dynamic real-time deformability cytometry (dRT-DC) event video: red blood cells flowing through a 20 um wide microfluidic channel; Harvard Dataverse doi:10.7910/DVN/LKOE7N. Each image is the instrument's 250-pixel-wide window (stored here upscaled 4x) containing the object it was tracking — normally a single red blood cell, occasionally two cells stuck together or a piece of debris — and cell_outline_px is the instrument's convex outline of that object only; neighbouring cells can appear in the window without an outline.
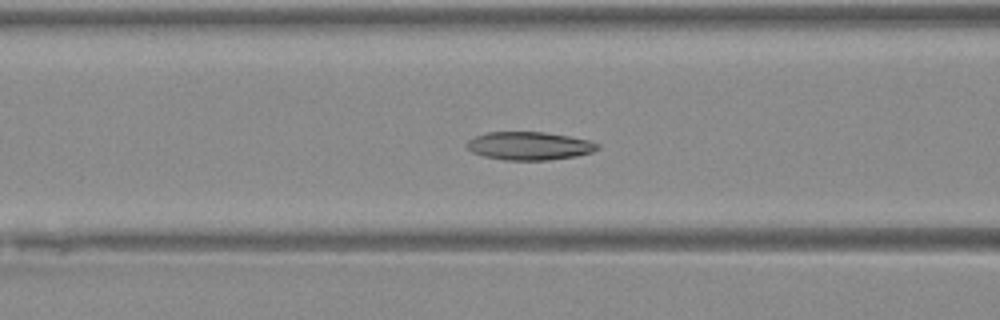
{"species": "Egyptian fruit bat (a non-hibernating species)", "species_latin": "Rousettus aegyptiacus", "temperature_condition": "warm", "stored_images_in_passage": 51, "segment_of_instrument_passage": [1, 2], "camera_frame_rate_fps": 3000, "um_per_image_px": 0.085, "animal": {"sex": "female"}, "frame": {"image": 1, "passage_image": 21, "time_ms": 6.667, "image_size_px": [1000, 320], "cell_outline_px": [[600, 148], [592, 152], [576, 156], [548, 160], [504, 160], [484, 156], [472, 152], [464, 144], [468, 140], [476, 136], [488, 132], [544, 132], [592, 140], [600, 144]], "centroid_in_image_um": [45.02, 12.4], "position_along_channel_um": 121.6, "area_um2": 21.56}}
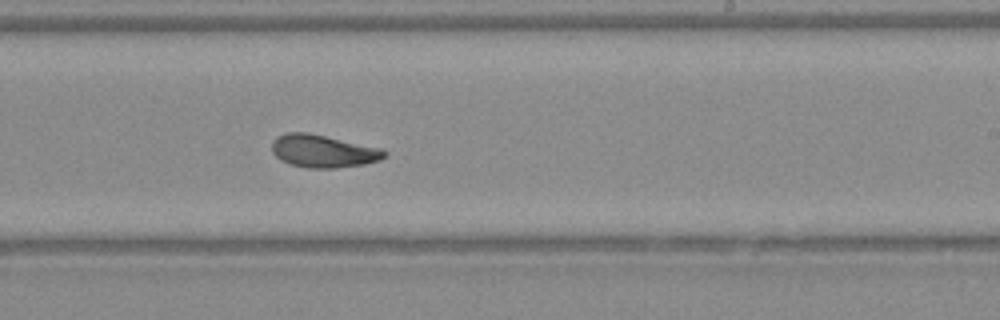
{"frame": {"image": 2, "passage_image": 31, "time_ms": 10.0, "image_size_px": [1000, 320], "cell_outline_px": [[388, 156], [380, 160], [364, 164], [336, 168], [308, 168], [292, 164], [280, 160], [272, 152], [272, 140], [276, 136], [288, 132], [308, 132], [384, 148], [388, 152]], "centroid_in_image_um": [27.51, 12.83], "position_along_channel_um": 261.5, "area_um2": 21.79}}
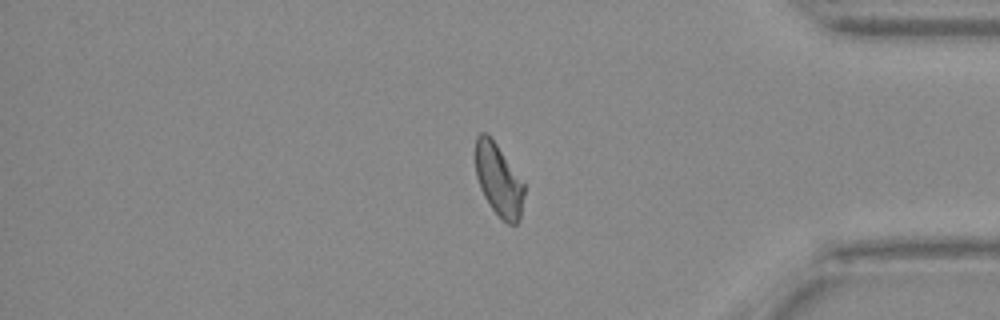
{"frame": {"image": 3, "passage_image": 42, "time_ms": 13.667, "image_size_px": [1000, 320], "cell_outline_px": [[524, 196], [520, 220], [516, 224], [508, 224], [492, 208], [484, 196], [480, 188], [476, 176], [476, 136], [480, 132], [488, 132], [524, 184]], "centroid_in_image_um": [42.38, 15.29], "position_along_channel_um": 392.8, "area_um2": 20.23}}